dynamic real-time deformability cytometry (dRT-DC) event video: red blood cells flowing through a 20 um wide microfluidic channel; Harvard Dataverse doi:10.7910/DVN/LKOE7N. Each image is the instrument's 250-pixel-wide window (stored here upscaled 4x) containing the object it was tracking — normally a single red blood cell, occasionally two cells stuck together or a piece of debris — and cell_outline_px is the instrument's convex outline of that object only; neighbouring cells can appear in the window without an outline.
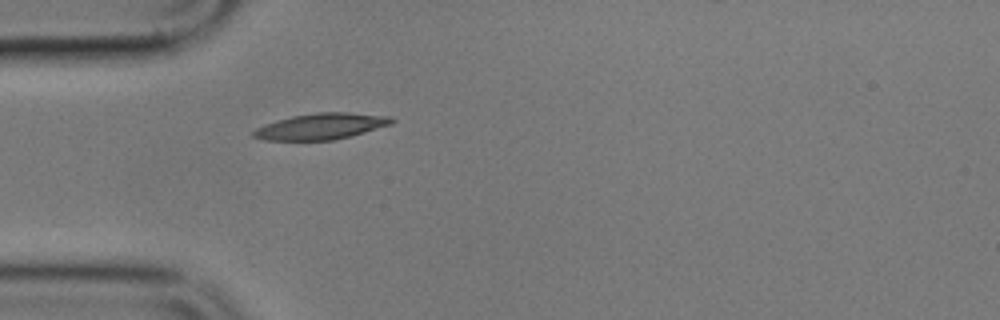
{"species": "common noctule bat (a hibernating species)", "species_latin": "Nyctalus noctula", "temperature_condition": "cold", "stored_images_in_passage": 1, "camera_frame_rate_fps": 3000, "um_per_image_px": 0.085, "animal": {"sex": "male", "body_mass_g": 17.9}, "frame": {"image": 1, "passage_image": 1, "time_ms": 0.0, "image_size_px": [1000, 320], "cell_outline_px": [[396, 120], [392, 124], [352, 136], [332, 140], [264, 140], [252, 136], [252, 132], [256, 128], [292, 116], [316, 112], [344, 112], [392, 116]], "centroid_in_image_um": [27.36, 10.74], "position_along_channel_um": 57.6, "area_um2": 20.92}}